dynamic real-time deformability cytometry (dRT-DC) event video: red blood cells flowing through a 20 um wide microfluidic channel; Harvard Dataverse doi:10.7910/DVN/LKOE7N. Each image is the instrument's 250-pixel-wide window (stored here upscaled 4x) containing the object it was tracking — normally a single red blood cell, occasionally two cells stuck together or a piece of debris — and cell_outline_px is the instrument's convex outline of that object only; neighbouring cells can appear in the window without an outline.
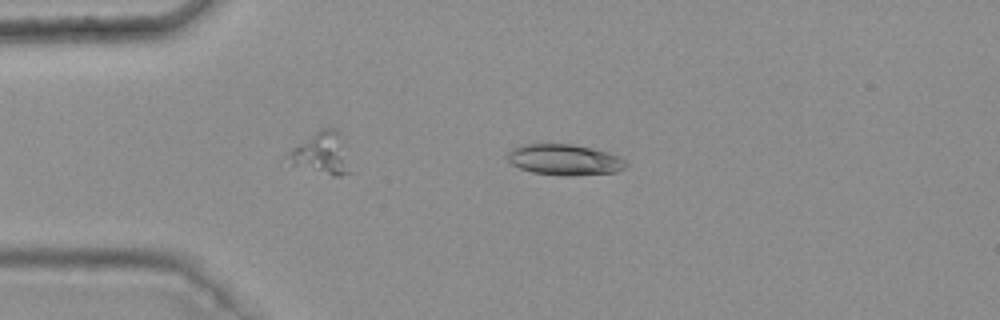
{"species": "common noctule bat (a hibernating species)", "species_latin": "Nyctalus noctula", "temperature_condition": "warm", "stored_images_in_passage": 4, "camera_frame_rate_fps": 3000, "um_per_image_px": 0.085, "animal": {"sex": "female", "body_mass_g": 25.1}, "frame": {"image": 1, "passage_image": 3, "time_ms": 0.667, "image_size_px": [1000, 320], "cell_outline_px": [[628, 164], [624, 168], [616, 172], [568, 176], [532, 172], [520, 168], [512, 164], [508, 160], [508, 152], [512, 148], [524, 144], [572, 144], [592, 148], [608, 152], [620, 156]], "centroid_in_image_um": [48.0, 13.57], "position_along_channel_um": 37.0, "area_um2": 21.27}}